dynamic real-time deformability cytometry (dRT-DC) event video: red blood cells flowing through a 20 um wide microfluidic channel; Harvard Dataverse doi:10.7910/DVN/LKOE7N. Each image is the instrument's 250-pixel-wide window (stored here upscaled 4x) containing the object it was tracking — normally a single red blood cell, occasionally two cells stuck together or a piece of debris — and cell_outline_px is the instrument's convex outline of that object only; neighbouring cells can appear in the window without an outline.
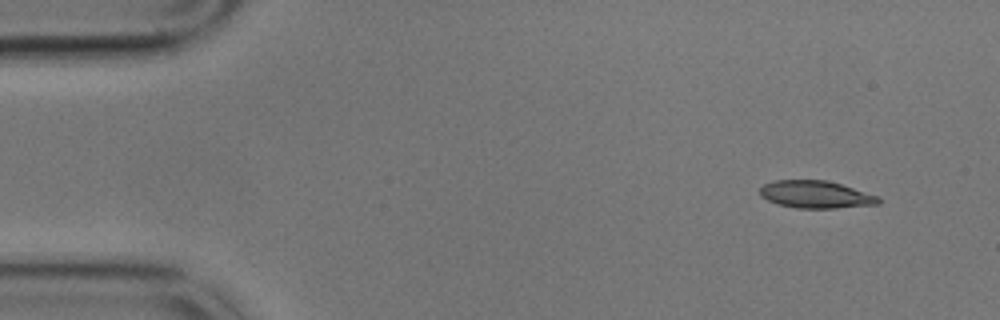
{"species": "common noctule bat (a hibernating species)", "species_latin": "Nyctalus noctula", "temperature_condition": "cold", "stored_images_in_passage": 54, "camera_frame_rate_fps": 3000, "um_per_image_px": 0.085, "animal": {"sex": "male", "body_mass_g": 17.9}, "frame": {"image": 1, "passage_image": 1, "time_ms": 0.0, "image_size_px": [1000, 320], "cell_outline_px": [[884, 200], [880, 204], [836, 208], [796, 208], [776, 204], [760, 196], [760, 188], [764, 184], [772, 180], [828, 180], [880, 196]], "centroid_in_image_um": [69.37, 16.53], "position_along_channel_um": 15.6, "area_um2": 19.25}}
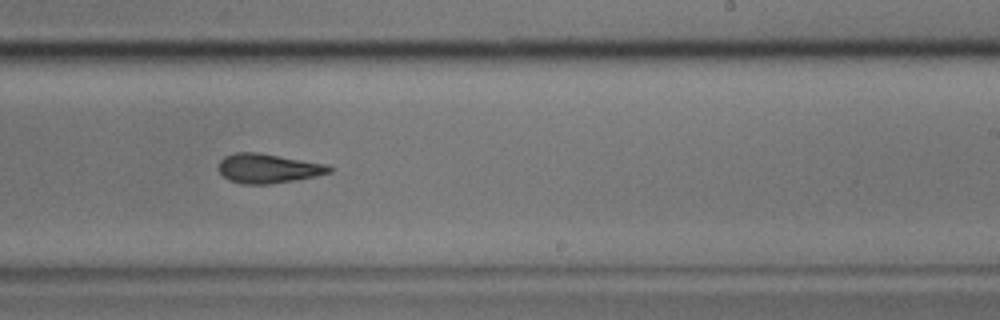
{"frame": {"image": 2, "passage_image": 31, "time_ms": 10.0, "image_size_px": [1000, 320], "cell_outline_px": [[332, 172], [316, 176], [268, 184], [240, 184], [228, 180], [216, 168], [220, 160], [224, 156], [236, 152], [256, 152], [328, 164], [332, 168]], "centroid_in_image_um": [22.75, 14.31], "position_along_channel_um": 266.3, "area_um2": 19.02}}
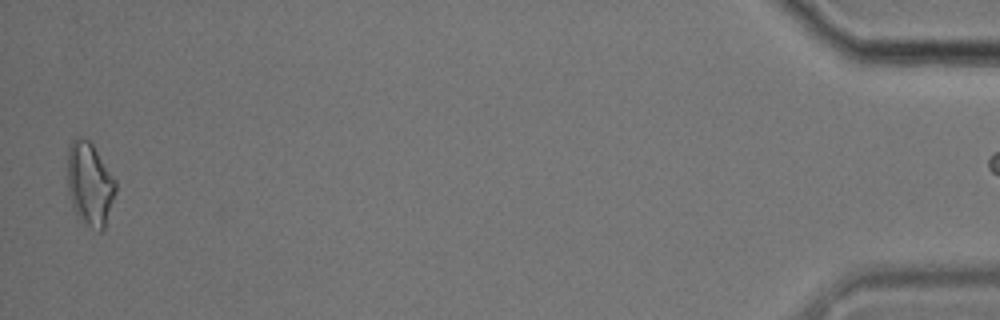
{"frame": {"image": 3, "passage_image": 53, "time_ms": 17.333, "image_size_px": [1000, 320], "cell_outline_px": [[116, 192], [104, 228], [100, 232], [92, 228], [80, 220], [76, 216], [72, 204], [68, 188], [68, 144], [76, 136], [80, 136], [88, 140], [92, 144], [116, 180]], "centroid_in_image_um": [7.62, 15.63], "position_along_channel_um": 427.6, "area_um2": 23.41}}